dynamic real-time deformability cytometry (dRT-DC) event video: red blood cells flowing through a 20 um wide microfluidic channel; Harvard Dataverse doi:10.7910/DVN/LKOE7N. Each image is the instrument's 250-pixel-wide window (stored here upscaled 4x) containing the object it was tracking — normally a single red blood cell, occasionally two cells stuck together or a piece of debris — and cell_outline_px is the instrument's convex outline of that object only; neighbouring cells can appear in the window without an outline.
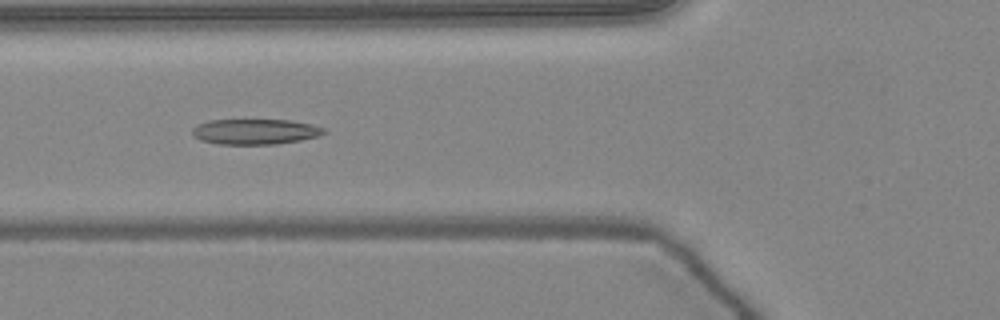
{"species": "common noctule bat (a hibernating species)", "species_latin": "Nyctalus noctula", "temperature_condition": "warm", "stored_images_in_passage": 51, "camera_frame_rate_fps": 3000, "um_per_image_px": 0.085, "animal": {"sex": "female", "body_mass_g": 24.6, "forearm_length_mm": 56.2}, "frame": {"image": 1, "passage_image": 19, "time_ms": 6.0, "image_size_px": [1000, 320], "cell_outline_px": [[324, 132], [320, 136], [300, 140], [276, 144], [216, 144], [200, 140], [192, 136], [192, 128], [208, 120], [292, 120], [312, 124], [324, 128]], "centroid_in_image_um": [21.67, 11.19], "position_along_channel_um": 104.1, "area_um2": 19.54}}
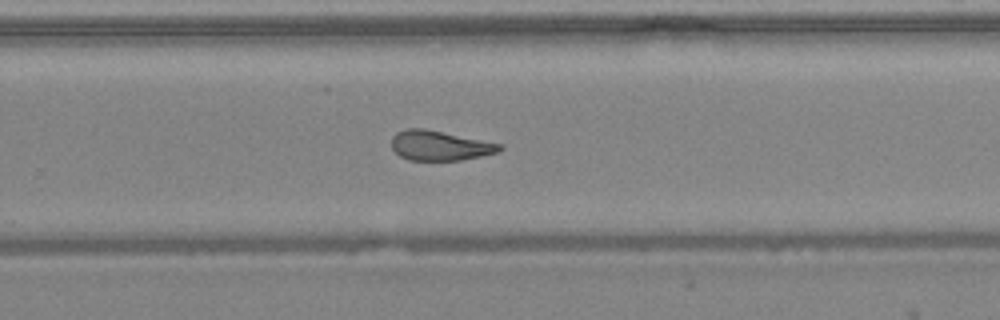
{"frame": {"image": 2, "passage_image": 33, "time_ms": 10.667, "image_size_px": [1000, 320], "cell_outline_px": [[504, 148], [500, 152], [460, 160], [408, 160], [400, 156], [392, 148], [392, 136], [396, 132], [404, 128], [424, 128], [504, 144]], "centroid_in_image_um": [37.4, 12.36], "position_along_channel_um": 292.4, "area_um2": 18.96}}
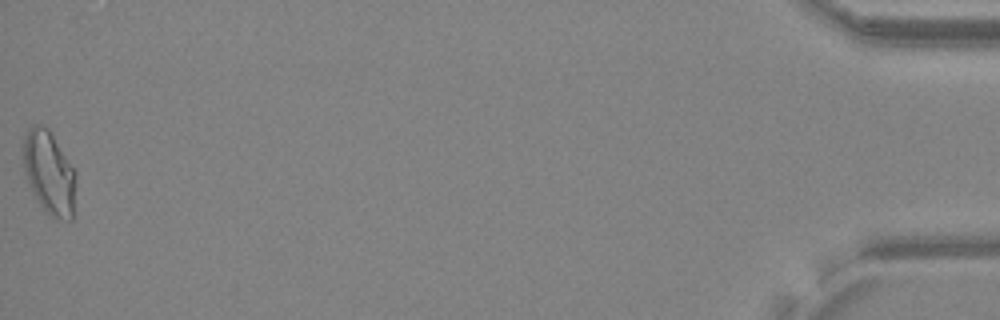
{"frame": {"image": 3, "passage_image": 51, "time_ms": 16.667, "image_size_px": [1000, 320], "cell_outline_px": [[76, 176], [72, 220], [56, 220], [40, 204], [24, 172], [20, 148], [24, 136], [28, 128], [32, 124], [40, 124], [48, 128], [76, 172]], "centroid_in_image_um": [4.15, 14.62], "position_along_channel_um": 431.1, "area_um2": 25.66}, "authors_computed_cell_mechanics": {"area_um2": 20.2878, "velocity_mm_per_s": 4.04, "shape_relaxation_time_tau1_ms": null, "shape_relaxation_time_tau2_ms": 1.3852, "deformation_change_tau1": null, "deformation_change_tau2": 0.089}}